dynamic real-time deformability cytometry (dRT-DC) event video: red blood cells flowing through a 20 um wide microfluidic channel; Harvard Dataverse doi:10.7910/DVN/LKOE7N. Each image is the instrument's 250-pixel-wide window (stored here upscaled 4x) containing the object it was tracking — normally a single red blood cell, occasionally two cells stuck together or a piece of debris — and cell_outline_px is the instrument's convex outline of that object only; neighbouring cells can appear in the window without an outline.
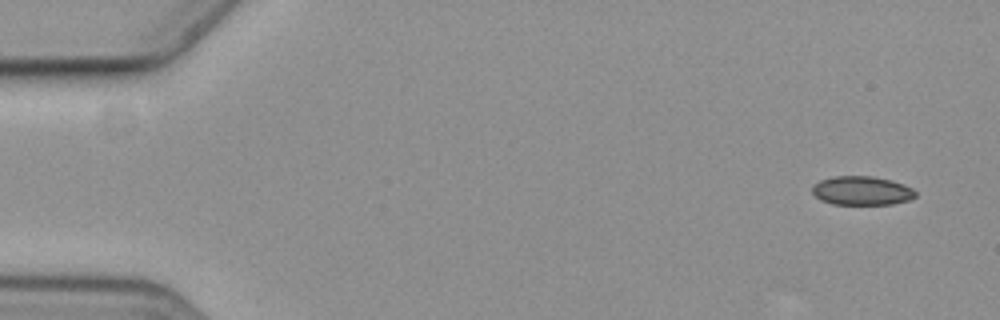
{"species": "common noctule bat (a hibernating species)", "species_latin": "Nyctalus noctula", "temperature_condition": "cold", "stored_images_in_passage": 5, "camera_frame_rate_fps": 3000, "um_per_image_px": 0.085, "animal": {"sex": "female", "body_mass_g": 19.3, "forearm_length_mm": 54.1}, "frame": {"image": 1, "passage_image": 1, "time_ms": 0.0, "image_size_px": [1000, 320], "cell_outline_px": [[916, 196], [908, 200], [892, 204], [832, 204], [820, 200], [812, 192], [812, 184], [820, 180], [832, 176], [872, 176], [892, 180], [904, 184], [912, 188], [916, 192]], "centroid_in_image_um": [73.23, 16.2], "position_along_channel_um": 11.8, "area_um2": 17.51}}